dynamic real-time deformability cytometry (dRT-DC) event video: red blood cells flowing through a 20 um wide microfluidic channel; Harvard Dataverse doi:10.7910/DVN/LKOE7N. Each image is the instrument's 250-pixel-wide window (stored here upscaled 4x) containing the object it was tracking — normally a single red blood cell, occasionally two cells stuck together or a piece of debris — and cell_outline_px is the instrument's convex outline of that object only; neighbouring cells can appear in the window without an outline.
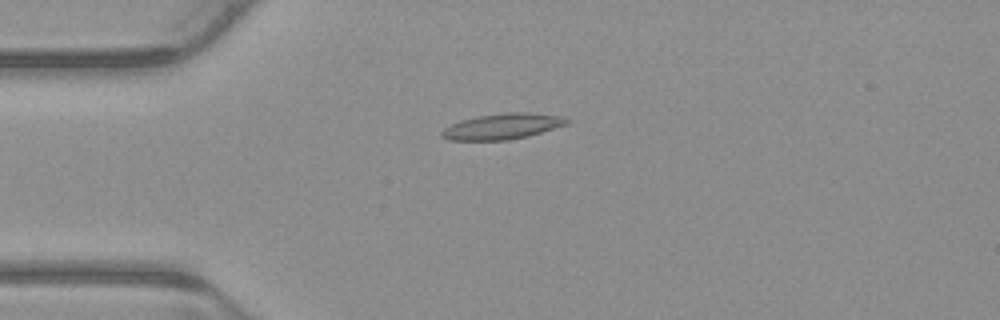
{"species": "common noctule bat (a hibernating species)", "species_latin": "Nyctalus noctula", "temperature_condition": "warm", "stored_images_in_passage": 6, "camera_frame_rate_fps": 3000, "um_per_image_px": 0.085, "animal": {"sex": "male", "body_mass_g": 23.1, "forearm_length_mm": 52.7}, "frame": {"image": 1, "passage_image": 4, "time_ms": 1.0, "image_size_px": [1000, 320], "cell_outline_px": [[572, 120], [568, 124], [528, 136], [508, 140], [448, 140], [440, 136], [440, 132], [444, 128], [460, 120], [476, 116], [504, 112], [528, 112], [560, 116]], "centroid_in_image_um": [42.69, 10.74], "position_along_channel_um": 42.3, "area_um2": 18.9}}
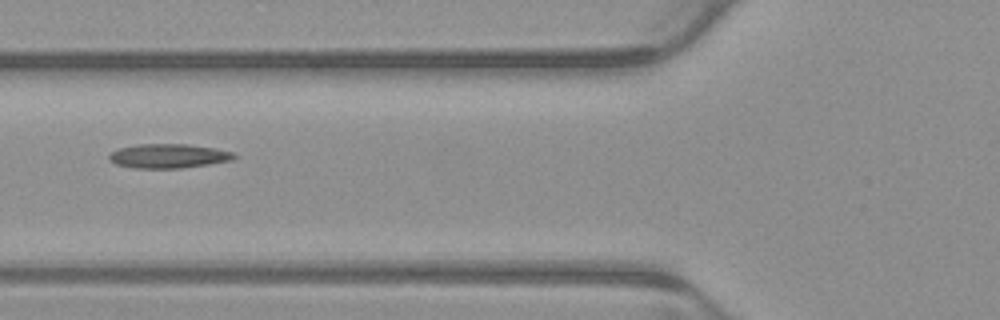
{"frame": {"image": 2, "passage_image": 6, "time_ms": 1.667, "image_size_px": [1000, 320], "cell_outline_px": [[236, 156], [232, 160], [208, 164], [180, 168], [132, 168], [116, 164], [108, 160], [108, 156], [112, 152], [120, 148], [136, 144], [188, 144], [216, 148], [236, 152]], "centroid_in_image_um": [14.33, 13.25], "position_along_channel_um": 111.5, "area_um2": 17.74}}